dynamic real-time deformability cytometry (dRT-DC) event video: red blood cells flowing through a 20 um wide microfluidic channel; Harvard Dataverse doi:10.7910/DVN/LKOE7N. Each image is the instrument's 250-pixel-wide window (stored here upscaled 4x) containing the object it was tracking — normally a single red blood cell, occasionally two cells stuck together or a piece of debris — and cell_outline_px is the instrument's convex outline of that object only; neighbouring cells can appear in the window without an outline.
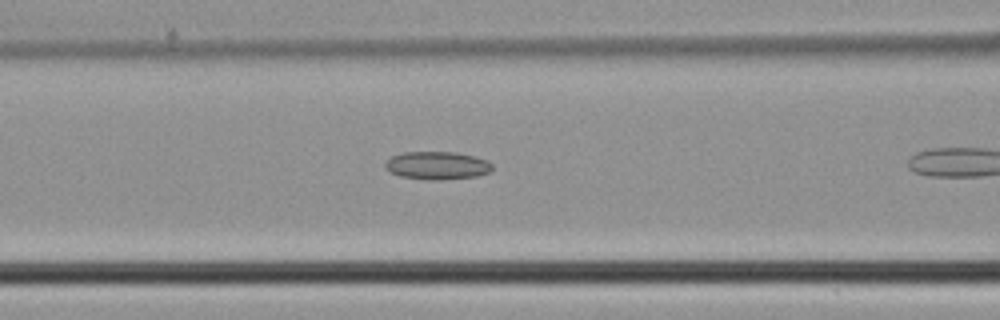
{"species": "common noctule bat (a hibernating species)", "species_latin": "Nyctalus noctula", "temperature_condition": "cold", "stored_images_in_passage": 11, "camera_frame_rate_fps": 3000, "um_per_image_px": 0.085, "animal": {"sex": "male", "body_mass_g": 21.5, "forearm_length_mm": 52.0}, "frame": {"image": 1, "passage_image": 8, "time_ms": 2.333, "image_size_px": [1000, 320], "cell_outline_px": [[492, 168], [488, 172], [476, 176], [440, 180], [432, 180], [400, 176], [388, 172], [384, 168], [384, 164], [392, 156], [404, 152], [456, 152], [476, 156], [488, 160], [492, 164]], "centroid_in_image_um": [37.14, 14.06], "position_along_channel_um": 129.5, "area_um2": 17.51}}